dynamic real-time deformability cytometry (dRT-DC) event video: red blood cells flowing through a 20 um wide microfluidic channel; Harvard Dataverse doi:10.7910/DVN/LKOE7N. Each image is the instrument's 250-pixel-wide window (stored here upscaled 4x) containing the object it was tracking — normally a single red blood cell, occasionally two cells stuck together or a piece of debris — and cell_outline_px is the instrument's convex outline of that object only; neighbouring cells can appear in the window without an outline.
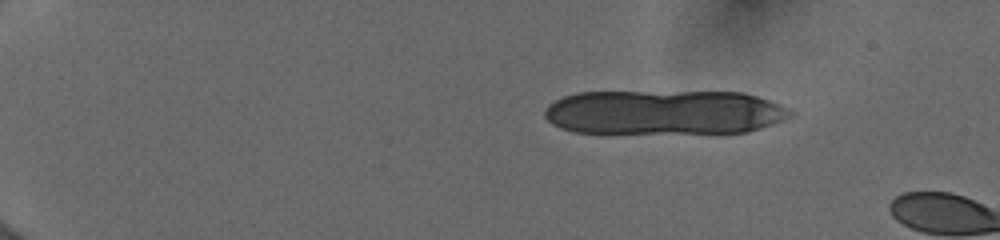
{"species": "human", "species_latin": "Homo sapiens", "temperature_condition": "cold", "stored_images_in_passage": 5, "camera_frame_rate_fps": 3000, "um_per_image_px": 0.085, "donor": {"sex": "female"}, "frame": {"image": 1, "passage_image": 3, "time_ms": 1.333, "image_size_px": [1000, 240], "cell_outline_px": [[796, 116], [748, 132], [572, 132], [560, 128], [552, 124], [544, 116], [544, 108], [548, 104], [564, 96], [576, 92], [744, 92], [780, 104], [796, 112]], "centroid_in_image_um": [56.47, 9.53], "position_along_channel_um": 28.5, "area_um2": 63.93}}